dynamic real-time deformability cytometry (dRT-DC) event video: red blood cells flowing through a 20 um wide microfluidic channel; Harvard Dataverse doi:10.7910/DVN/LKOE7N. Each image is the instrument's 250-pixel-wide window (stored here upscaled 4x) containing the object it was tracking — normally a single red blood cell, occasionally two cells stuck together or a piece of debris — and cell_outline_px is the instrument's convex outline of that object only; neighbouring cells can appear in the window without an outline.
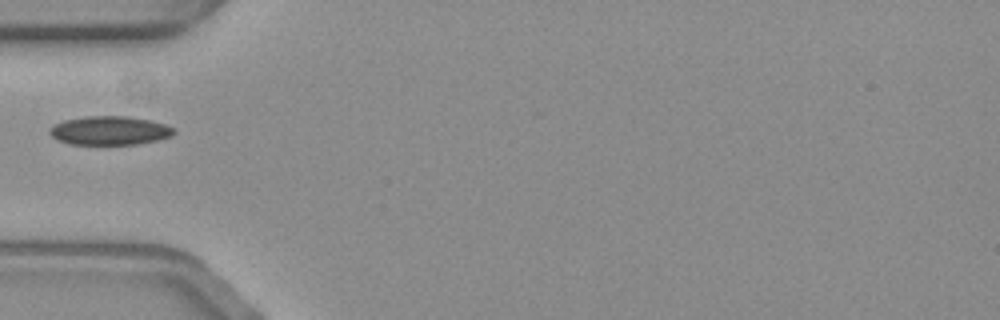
{"species": "common noctule bat (a hibernating species)", "species_latin": "Nyctalus noctula", "temperature_condition": "warm", "stored_images_in_passage": 35, "camera_frame_rate_fps": 3000, "um_per_image_px": 0.085, "animal": {"sex": "female", "body_mass_g": 19.3, "forearm_length_mm": 54.1}, "frame": {"image": 1, "passage_image": 1, "time_ms": 0.0, "image_size_px": [1000, 320], "cell_outline_px": [[176, 132], [172, 136], [156, 140], [136, 144], [72, 144], [60, 140], [52, 136], [48, 132], [52, 124], [64, 120], [84, 116], [128, 116], [148, 120], [164, 124], [176, 128]], "centroid_in_image_um": [9.32, 11.09], "position_along_channel_um": 75.7, "area_um2": 20.81}}
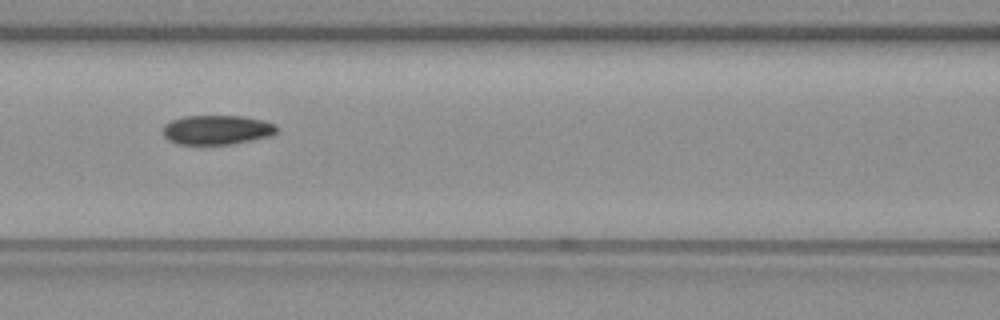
{"frame": {"image": 2, "passage_image": 7, "time_ms": 2.0, "image_size_px": [1000, 320], "cell_outline_px": [[280, 128], [272, 136], [232, 144], [180, 144], [168, 140], [164, 136], [164, 124], [172, 120], [184, 116], [244, 116], [264, 120], [276, 124]], "centroid_in_image_um": [18.5, 11.03], "position_along_channel_um": 148.1, "area_um2": 19.65}}
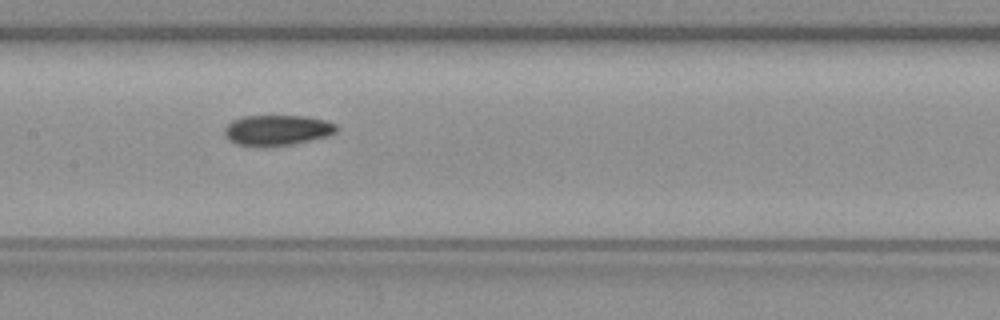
{"frame": {"image": 3, "passage_image": 10, "time_ms": 3.0, "image_size_px": [1000, 320], "cell_outline_px": [[336, 132], [328, 136], [292, 144], [264, 148], [236, 144], [228, 140], [224, 136], [224, 128], [232, 120], [244, 116], [304, 116], [324, 120], [336, 124]], "centroid_in_image_um": [23.5, 11.08], "position_along_channel_um": 183.9, "area_um2": 20.11}}